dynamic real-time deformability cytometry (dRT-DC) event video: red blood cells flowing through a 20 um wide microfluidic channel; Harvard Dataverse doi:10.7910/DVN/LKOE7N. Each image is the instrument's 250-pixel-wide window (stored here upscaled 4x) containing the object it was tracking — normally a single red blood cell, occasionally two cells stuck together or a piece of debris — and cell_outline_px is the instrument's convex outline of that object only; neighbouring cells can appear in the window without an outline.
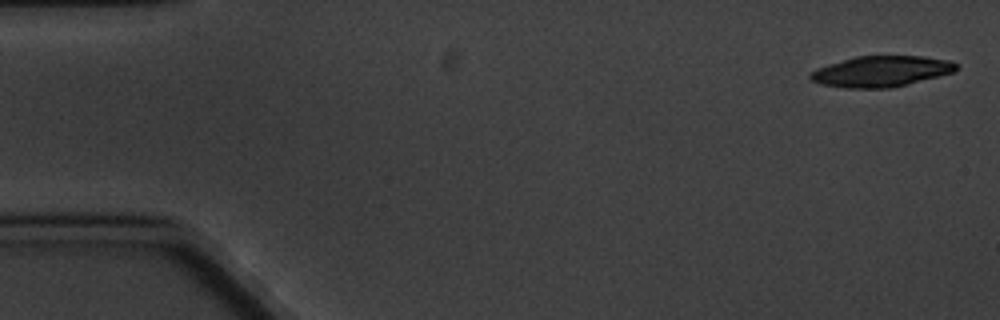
{"species": "common noctule bat (a hibernating species)", "species_latin": "Nyctalus noctula", "temperature_condition": "cold", "stored_images_in_passage": 5, "camera_frame_rate_fps": 3000, "um_per_image_px": 0.085, "animal": {"sex": "male", "body_mass_g": 20.1, "forearm_length_mm": 53.5}, "frame": {"image": 1, "passage_image": 1, "time_ms": 0.0, "image_size_px": [1000, 320], "cell_outline_px": [[960, 68], [956, 72], [892, 88], [844, 88], [820, 84], [812, 80], [808, 76], [816, 68], [828, 64], [856, 56], [924, 56], [948, 60], [960, 64]], "centroid_in_image_um": [74.95, 6.07], "position_along_channel_um": 10.0, "area_um2": 26.47}}